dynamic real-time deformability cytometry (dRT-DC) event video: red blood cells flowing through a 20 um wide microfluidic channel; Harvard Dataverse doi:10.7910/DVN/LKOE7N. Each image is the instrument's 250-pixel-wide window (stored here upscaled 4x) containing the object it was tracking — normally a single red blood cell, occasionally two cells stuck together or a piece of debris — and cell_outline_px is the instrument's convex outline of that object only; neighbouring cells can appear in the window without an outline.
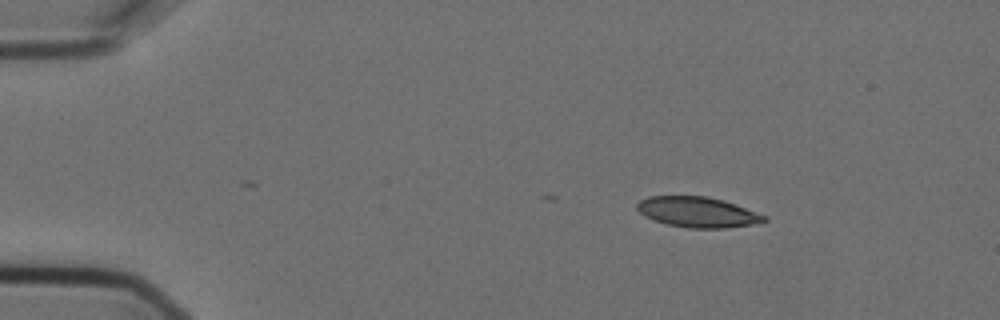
{"species": "Egyptian fruit bat (a non-hibernating species)", "species_latin": "Rousettus aegyptiacus", "temperature_condition": "cold", "stored_images_in_passage": 8, "camera_frame_rate_fps": 3000, "um_per_image_px": 0.085, "animal": {"sex": "female"}, "frame": {"image": 1, "passage_image": 1, "time_ms": 0.0, "image_size_px": [1000, 320], "cell_outline_px": [[768, 220], [752, 224], [724, 228], [688, 228], [668, 224], [644, 216], [636, 208], [636, 204], [640, 200], [648, 196], [708, 196], [724, 200], [736, 204], [768, 216]], "centroid_in_image_um": [59.31, 18.02], "position_along_channel_um": 25.7, "area_um2": 22.54}}
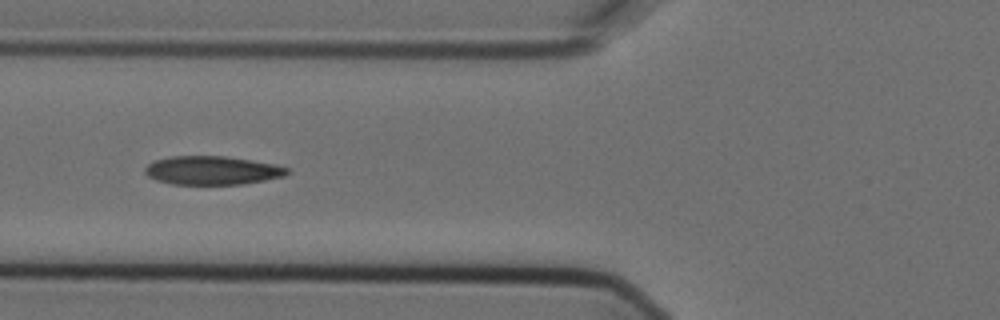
{"frame": {"image": 2, "passage_image": 4, "time_ms": 1.0, "image_size_px": [1000, 320], "cell_outline_px": [[288, 172], [284, 176], [244, 184], [172, 184], [156, 180], [148, 176], [144, 172], [144, 168], [148, 164], [156, 160], [172, 156], [224, 156], [252, 160], [272, 164], [288, 168]], "centroid_in_image_um": [18.0, 14.48], "position_along_channel_um": 107.8, "area_um2": 23.52}}
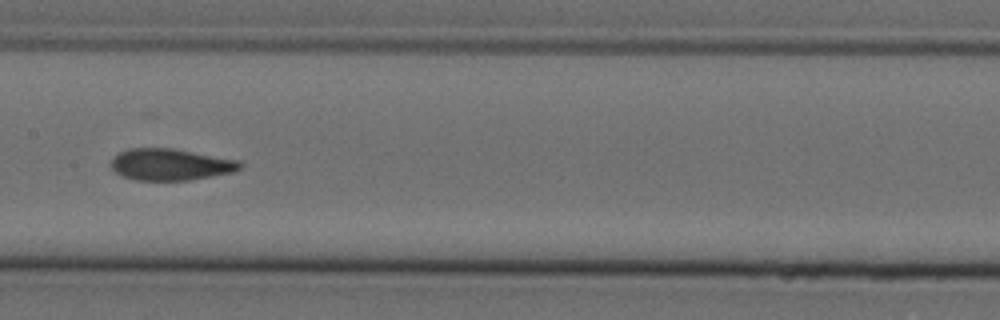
{"frame": {"image": 3, "passage_image": 6, "time_ms": 1.667, "image_size_px": [1000, 320], "cell_outline_px": [[244, 164], [240, 168], [232, 172], [188, 180], [136, 180], [124, 176], [116, 172], [108, 164], [112, 156], [128, 148], [172, 148], [240, 160]], "centroid_in_image_um": [14.46, 13.97], "position_along_channel_um": 192.9, "area_um2": 23.81}}